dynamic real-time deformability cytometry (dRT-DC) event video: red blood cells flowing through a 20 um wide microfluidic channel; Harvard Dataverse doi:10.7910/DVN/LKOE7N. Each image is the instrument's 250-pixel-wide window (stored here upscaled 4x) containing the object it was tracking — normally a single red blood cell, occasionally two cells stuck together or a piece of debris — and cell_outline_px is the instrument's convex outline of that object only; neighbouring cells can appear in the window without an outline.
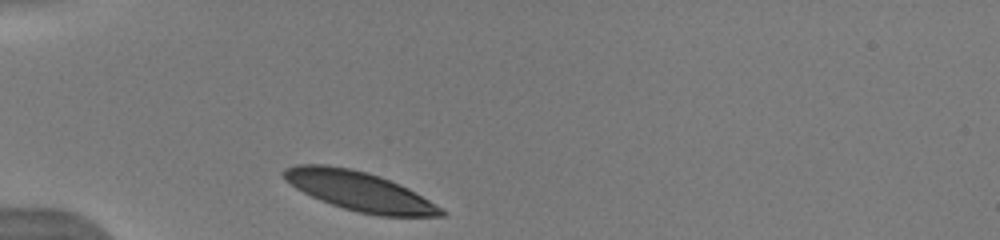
{"species": "human", "species_latin": "Homo sapiens", "temperature_condition": "warm", "stored_images_in_passage": 31, "camera_frame_rate_fps": 3000, "um_per_image_px": 0.085, "donor": {"sex": "male"}, "frame": {"image": 1, "passage_image": 1, "time_ms": 0.0, "image_size_px": [1000, 240], "cell_outline_px": [[448, 212], [444, 216], [380, 216], [360, 212], [344, 208], [320, 200], [296, 188], [284, 180], [280, 172], [284, 168], [296, 164], [324, 164], [352, 168], [368, 172], [380, 176], [400, 184], [416, 192]], "centroid_in_image_um": [30.53, 16.23], "position_along_channel_um": 54.5, "area_um2": 36.07}, "authors_computed_cell_mechanics": {"area_um2": 37.1654, "velocity_mm_per_s": 3.8259, "shape_relaxation_time_tau1_ms": 1.4394, "shape_relaxation_time_tau2_ms": null, "deformation_change_tau1": 0.107, "deformation_change_tau2": null}}